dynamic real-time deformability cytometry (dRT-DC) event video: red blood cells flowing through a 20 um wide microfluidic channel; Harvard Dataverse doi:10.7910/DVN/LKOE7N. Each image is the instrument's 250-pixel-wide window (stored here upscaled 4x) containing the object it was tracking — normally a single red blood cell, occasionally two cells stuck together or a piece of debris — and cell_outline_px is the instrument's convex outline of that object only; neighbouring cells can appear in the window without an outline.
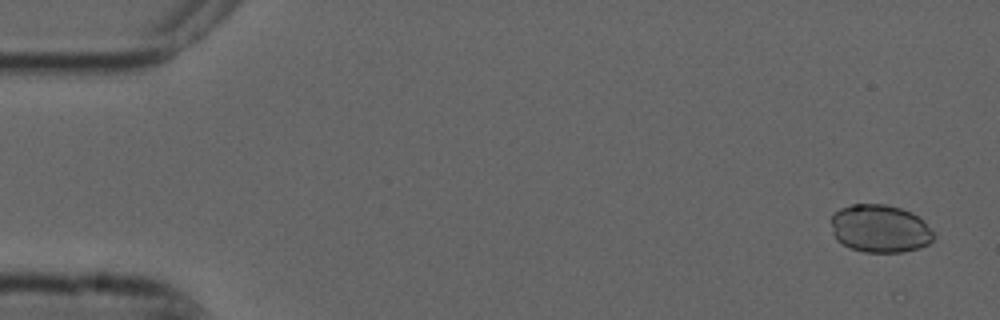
{"species": "common noctule bat (a hibernating species)", "species_latin": "Nyctalus noctula", "temperature_condition": "cold", "stored_images_in_passage": 4, "camera_frame_rate_fps": 3000, "um_per_image_px": 0.085, "animal": {"sex": "male", "forearm_length_mm": 52.5}, "frame": {"image": 1, "passage_image": 1, "time_ms": 0.0, "image_size_px": [1000, 320], "cell_outline_px": [[936, 236], [928, 244], [920, 248], [900, 252], [864, 252], [852, 248], [836, 240], [832, 232], [832, 216], [840, 208], [852, 204], [884, 204], [900, 208], [912, 212], [924, 220]], "centroid_in_image_um": [74.82, 19.43], "position_along_channel_um": 10.2, "area_um2": 28.67}}